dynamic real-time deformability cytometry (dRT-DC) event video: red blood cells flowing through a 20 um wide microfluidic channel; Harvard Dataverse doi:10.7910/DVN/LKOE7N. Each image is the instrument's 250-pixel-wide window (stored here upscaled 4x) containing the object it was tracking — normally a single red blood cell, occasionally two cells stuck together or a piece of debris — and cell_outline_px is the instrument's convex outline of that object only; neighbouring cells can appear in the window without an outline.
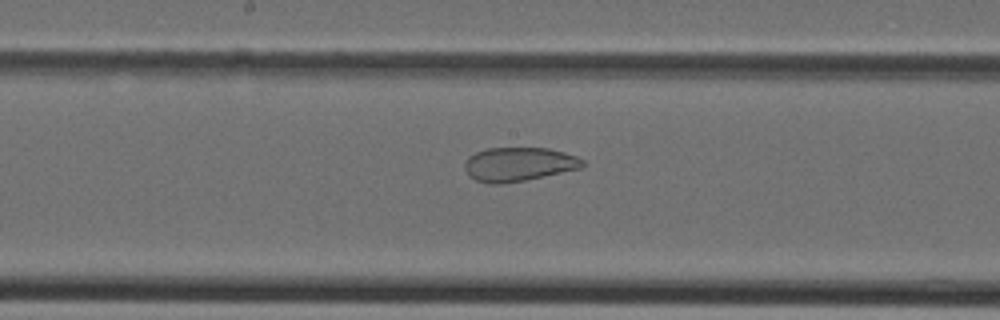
{"species": "Egyptian fruit bat (a non-hibernating species)", "species_latin": "Rousettus aegyptiacus", "temperature_condition": "cold", "stored_images_in_passage": 40, "camera_frame_rate_fps": 3000, "um_per_image_px": 0.085, "animal": {"sex": "female"}, "frame": {"image": 1, "passage_image": 21, "time_ms": 6.667, "image_size_px": [1000, 320], "cell_outline_px": [[584, 164], [580, 168], [524, 180], [500, 184], [488, 184], [476, 180], [468, 176], [464, 168], [464, 164], [468, 156], [476, 152], [488, 148], [548, 148], [564, 152], [576, 156], [584, 160]], "centroid_in_image_um": [44.04, 13.96], "position_along_channel_um": 204.2, "area_um2": 23.24}}
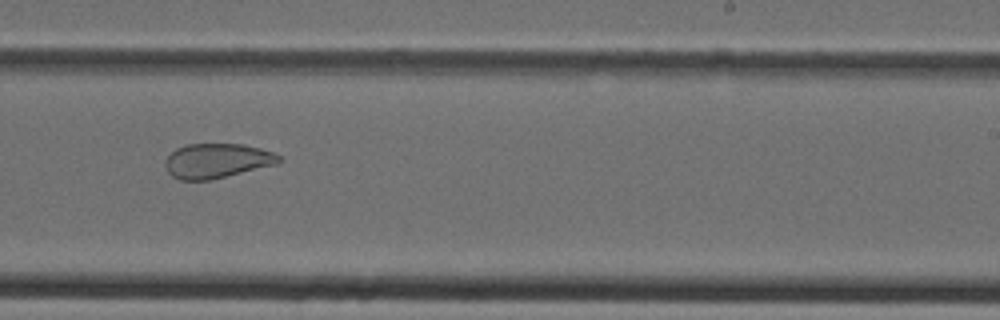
{"frame": {"image": 2, "passage_image": 25, "time_ms": 8.0, "image_size_px": [1000, 320], "cell_outline_px": [[284, 160], [276, 164], [208, 180], [180, 180], [172, 176], [168, 172], [164, 164], [164, 160], [176, 148], [188, 144], [244, 144], [260, 148], [272, 152], [280, 156]], "centroid_in_image_um": [18.42, 13.66], "position_along_channel_um": 270.6, "area_um2": 22.83}}
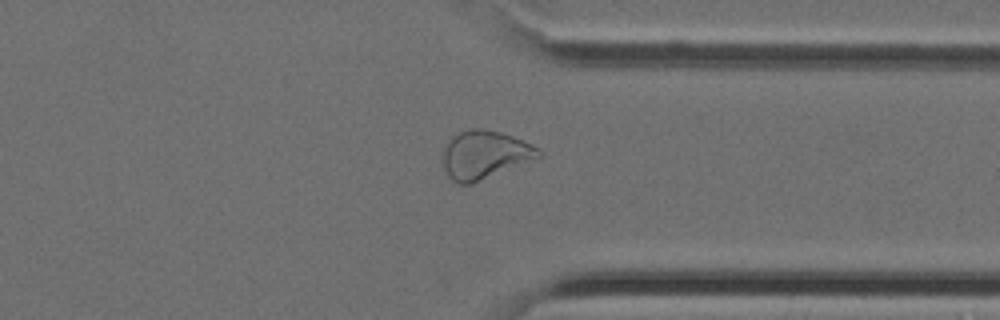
{"frame": {"image": 3, "passage_image": 31, "time_ms": 10.0, "image_size_px": [1000, 320], "cell_outline_px": [[544, 152], [540, 156], [472, 184], [460, 184], [452, 180], [448, 176], [444, 168], [444, 152], [452, 136], [460, 132], [472, 128], [480, 128], [500, 132], [512, 136], [532, 144], [540, 148]], "centroid_in_image_um": [41.21, 13.15], "position_along_channel_um": 370.2, "area_um2": 26.41}}